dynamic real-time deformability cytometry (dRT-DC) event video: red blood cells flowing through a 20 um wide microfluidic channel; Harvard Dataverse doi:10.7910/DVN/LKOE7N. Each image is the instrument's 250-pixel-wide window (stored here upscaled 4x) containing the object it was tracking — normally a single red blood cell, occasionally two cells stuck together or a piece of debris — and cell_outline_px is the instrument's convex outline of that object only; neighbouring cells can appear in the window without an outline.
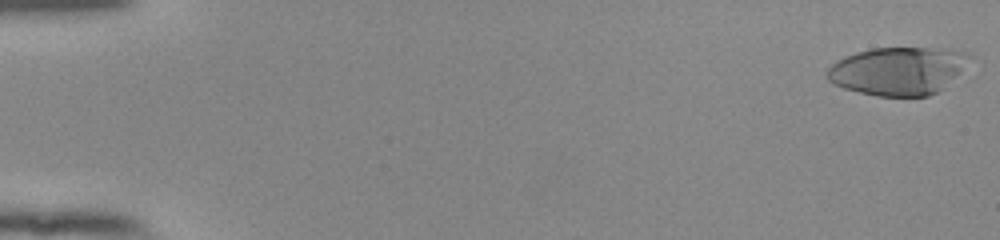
{"species": "human", "species_latin": "Homo sapiens", "temperature_condition": "room temperature", "stored_images_in_passage": 54, "camera_frame_rate_fps": 3000, "um_per_image_px": 0.085, "donor": {"sex": "female"}, "frame": {"image": 1, "passage_image": 1, "time_ms": 0.0, "image_size_px": [1000, 240], "cell_outline_px": [[972, 56], [960, 72], [936, 92], [928, 96], [876, 96], [844, 88], [828, 80], [824, 76], [824, 72], [836, 60], [844, 56], [856, 52], [872, 48], [952, 48], [968, 52]], "centroid_in_image_um": [76.31, 6.0], "position_along_channel_um": 8.7, "area_um2": 39.88}}
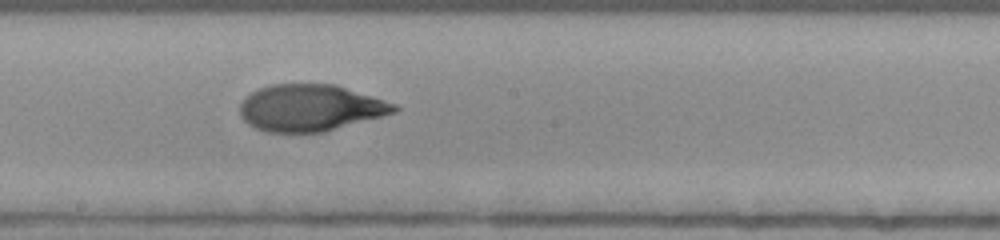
{"frame": {"image": 2, "passage_image": 31, "time_ms": 10.0, "image_size_px": [1000, 240], "cell_outline_px": [[400, 108], [396, 112], [324, 132], [264, 132], [248, 124], [240, 116], [240, 104], [244, 96], [260, 88], [272, 84], [336, 84], [396, 104]], "centroid_in_image_um": [26.35, 9.16], "position_along_channel_um": 221.8, "area_um2": 41.96}}
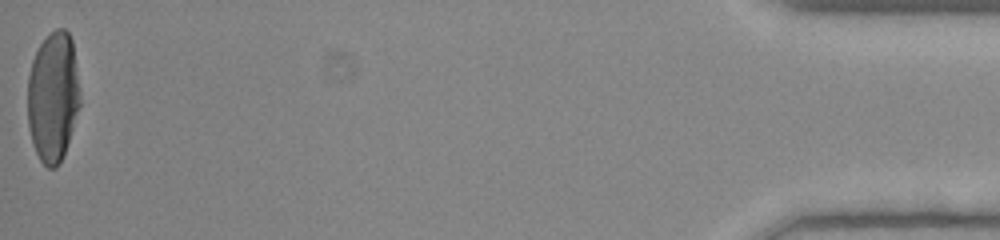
{"frame": {"image": 3, "passage_image": 54, "time_ms": 17.667, "image_size_px": [1000, 240], "cell_outline_px": [[80, 104], [64, 152], [56, 168], [48, 168], [40, 160], [32, 144], [28, 128], [28, 76], [32, 60], [40, 44], [56, 28], [64, 28], [68, 32], [72, 40], [80, 92]], "centroid_in_image_um": [4.49, 8.22], "position_along_channel_um": 430.7, "area_um2": 39.48}, "authors_computed_cell_mechanics": {"area_um2": 41.2981, "velocity_mm_per_s": 3.89, "shape_relaxation_time_tau1_ms": 6.4592, "shape_relaxation_time_tau2_ms": 2.2447, "deformation_change_tau1": 0.2714, "deformation_change_tau2": 0.0465}}